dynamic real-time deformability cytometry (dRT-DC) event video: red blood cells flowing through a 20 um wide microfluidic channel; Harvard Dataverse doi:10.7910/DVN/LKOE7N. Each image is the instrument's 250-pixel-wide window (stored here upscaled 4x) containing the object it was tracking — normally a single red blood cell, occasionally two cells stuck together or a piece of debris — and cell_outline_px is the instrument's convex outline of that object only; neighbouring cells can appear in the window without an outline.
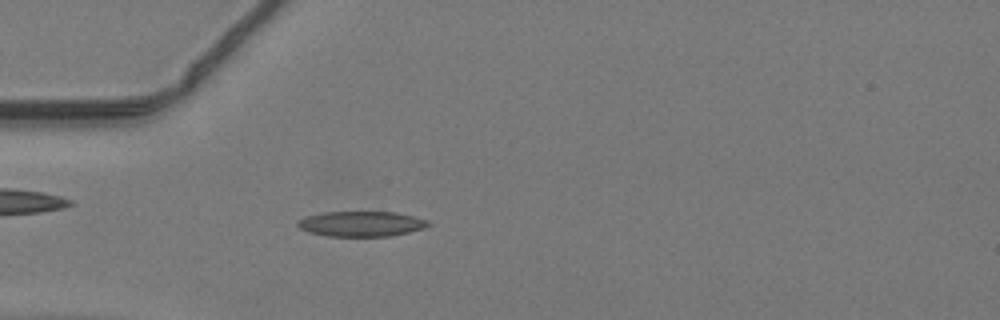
{"species": "common noctule bat (a hibernating species)", "species_latin": "Nyctalus noctula", "temperature_condition": "warm", "stored_images_in_passage": 47, "camera_frame_rate_fps": 3000, "um_per_image_px": 0.085, "animal": {"sex": "male", "body_mass_g": 19.2, "forearm_length_mm": 51.8}, "frame": {"image": 1, "passage_image": 14, "time_ms": 4.333, "image_size_px": [1000, 320], "cell_outline_px": [[432, 224], [424, 228], [408, 232], [388, 236], [328, 236], [308, 232], [300, 228], [296, 224], [300, 220], [308, 216], [324, 212], [396, 212], [428, 220]], "centroid_in_image_um": [30.73, 19.03], "position_along_channel_um": 54.3, "area_um2": 19.02}}
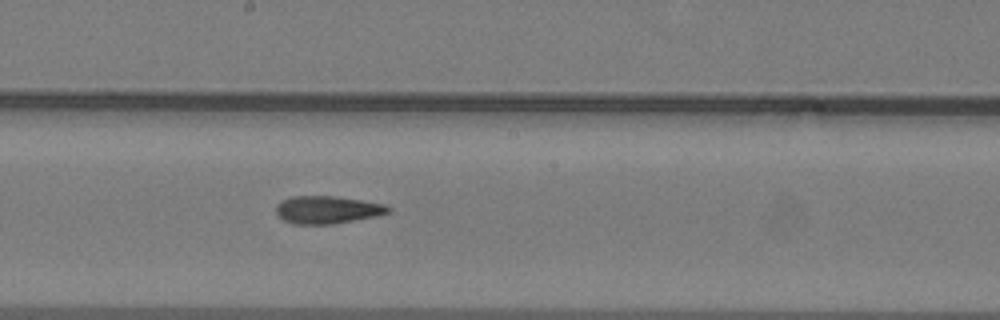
{"frame": {"image": 2, "passage_image": 26, "time_ms": 8.333, "image_size_px": [1000, 320], "cell_outline_px": [[392, 208], [388, 212], [376, 216], [332, 224], [292, 224], [284, 220], [276, 212], [276, 204], [280, 200], [292, 196], [332, 196], [388, 204]], "centroid_in_image_um": [27.81, 17.82], "position_along_channel_um": 220.4, "area_um2": 18.09}}
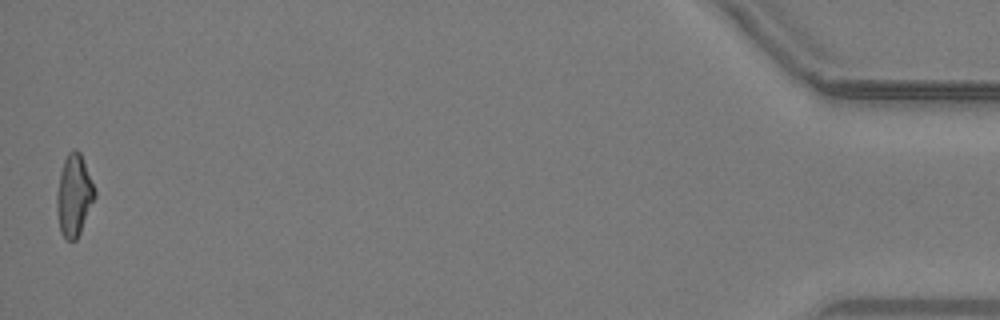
{"frame": {"image": 3, "passage_image": 47, "time_ms": 15.333, "image_size_px": [1000, 320], "cell_outline_px": [[96, 196], [80, 232], [76, 240], [68, 240], [60, 232], [56, 208], [56, 192], [60, 172], [64, 160], [68, 152], [76, 148], [80, 152], [96, 188]], "centroid_in_image_um": [6.29, 16.58], "position_along_channel_um": 428.9, "area_um2": 18.21}}